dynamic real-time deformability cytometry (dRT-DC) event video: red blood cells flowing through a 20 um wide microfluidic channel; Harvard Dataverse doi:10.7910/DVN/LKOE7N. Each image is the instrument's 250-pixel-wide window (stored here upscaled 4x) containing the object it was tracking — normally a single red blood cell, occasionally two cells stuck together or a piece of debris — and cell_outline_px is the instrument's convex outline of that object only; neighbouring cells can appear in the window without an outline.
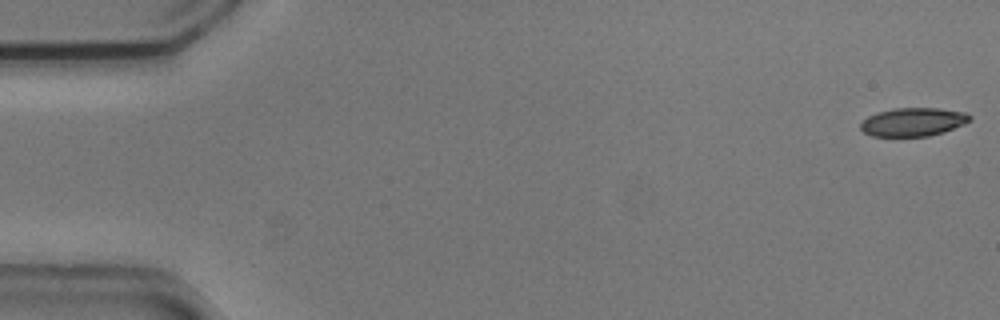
{"species": "common noctule bat (a hibernating species)", "species_latin": "Nyctalus noctula", "temperature_condition": "cold", "stored_images_in_passage": 54, "camera_frame_rate_fps": 3000, "um_per_image_px": 0.085, "animal": {"sex": "male", "body_mass_g": 20.5, "forearm_length_mm": 52.5}, "frame": {"image": 1, "passage_image": 1, "time_ms": 0.0, "image_size_px": [1000, 320], "cell_outline_px": [[972, 120], [964, 124], [944, 132], [928, 136], [872, 136], [864, 132], [860, 128], [860, 124], [868, 116], [880, 112], [896, 108], [940, 108], [964, 112], [972, 116]], "centroid_in_image_um": [77.65, 10.37], "position_along_channel_um": 7.4, "area_um2": 18.03}}
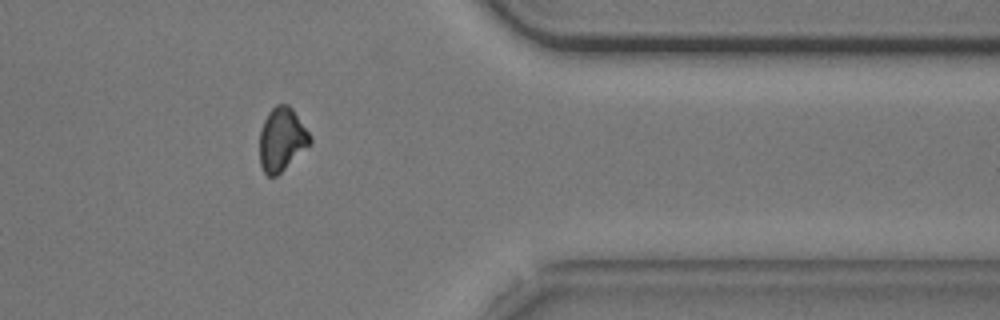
{"frame": {"image": 2, "passage_image": 44, "time_ms": 14.333, "image_size_px": [1000, 320], "cell_outline_px": [[312, 140], [276, 176], [268, 176], [264, 172], [260, 164], [260, 128], [268, 112], [276, 104], [288, 104], [292, 108], [312, 136]], "centroid_in_image_um": [23.92, 11.8], "position_along_channel_um": 387.5, "area_um2": 18.26}}
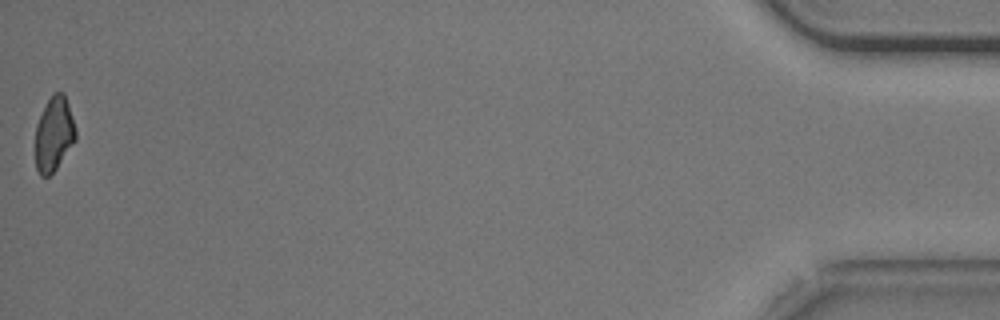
{"frame": {"image": 3, "passage_image": 54, "time_ms": 17.667, "image_size_px": [1000, 320], "cell_outline_px": [[76, 140], [56, 168], [48, 176], [40, 176], [36, 168], [36, 124], [52, 92], [64, 92], [76, 128]], "centroid_in_image_um": [4.6, 11.38], "position_along_channel_um": 430.6, "area_um2": 17.34}, "authors_computed_cell_mechanics": {"area_um2": 19.1896, "velocity_mm_per_s": 3.7398, "shape_relaxation_time_tau1_ms": 3.0105, "shape_relaxation_time_tau2_ms": 5.7992, "deformation_change_tau1": 0.1206, "deformation_change_tau2": 0.1166}}